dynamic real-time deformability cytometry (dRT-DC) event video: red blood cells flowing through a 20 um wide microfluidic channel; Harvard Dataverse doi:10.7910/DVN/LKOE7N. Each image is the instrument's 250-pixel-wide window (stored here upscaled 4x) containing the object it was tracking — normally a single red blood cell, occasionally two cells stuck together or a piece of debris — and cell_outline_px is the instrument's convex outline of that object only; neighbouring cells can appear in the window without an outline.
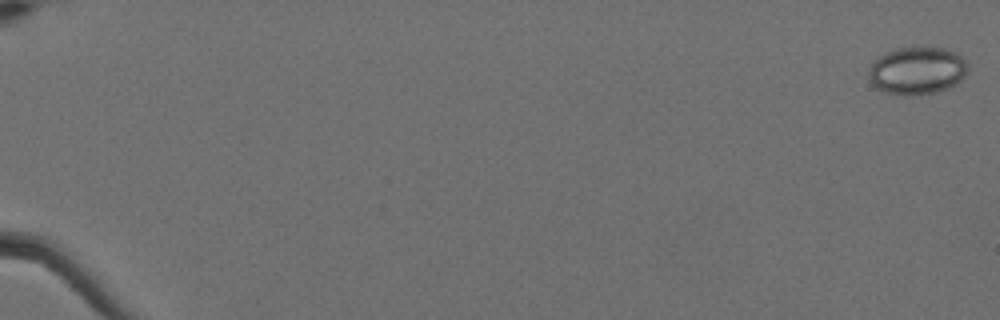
{"species": "Egyptian fruit bat (a non-hibernating species)", "species_latin": "Rousettus aegyptiacus", "temperature_condition": "cold", "stored_images_in_passage": 60, "camera_frame_rate_fps": 3000, "um_per_image_px": 0.085, "animal": {"sex": "female"}, "frame": {"image": 1, "passage_image": 1, "time_ms": 0.0, "image_size_px": [1000, 320], "cell_outline_px": [[968, 72], [956, 84], [948, 88], [936, 92], [912, 96], [904, 96], [884, 92], [876, 88], [868, 80], [868, 72], [872, 60], [896, 48], [944, 48], [956, 52], [968, 64]], "centroid_in_image_um": [77.93, 6.03], "position_along_channel_um": 7.1, "area_um2": 27.74}}
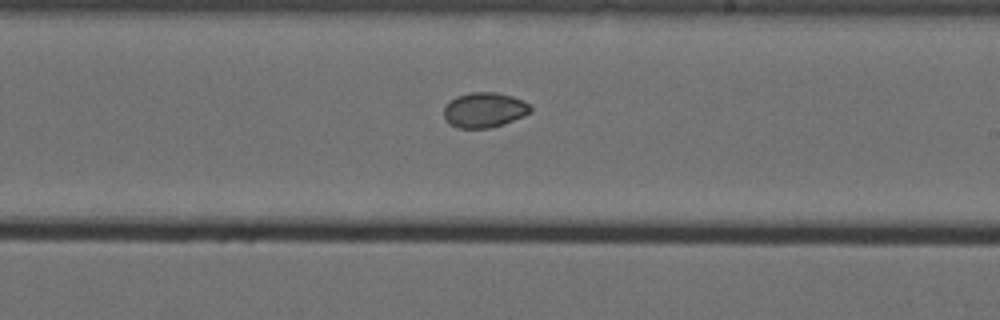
{"frame": {"image": 2, "passage_image": 38, "time_ms": 12.333, "image_size_px": [1000, 320], "cell_outline_px": [[532, 112], [524, 116], [504, 124], [488, 128], [460, 128], [448, 124], [444, 116], [444, 108], [456, 96], [472, 92], [496, 92], [512, 96], [528, 104], [532, 108]], "centroid_in_image_um": [41.18, 9.35], "position_along_channel_um": 247.8, "area_um2": 17.63}}
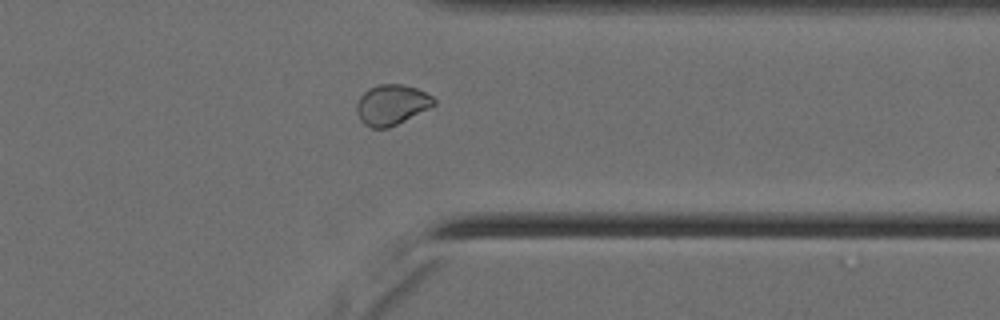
{"frame": {"image": 3, "passage_image": 49, "time_ms": 16.0, "image_size_px": [1000, 320], "cell_outline_px": [[436, 104], [388, 128], [372, 128], [364, 124], [360, 120], [356, 112], [356, 104], [360, 96], [368, 88], [376, 84], [404, 84], [416, 88], [432, 96], [436, 100]], "centroid_in_image_um": [33.25, 8.89], "position_along_channel_um": 378.1, "area_um2": 18.09}, "authors_computed_cell_mechanics": {"area_um2": 18.8139, "velocity_mm_per_s": 3.5742, "shape_relaxation_time_tau1_ms": 6.4458, "shape_relaxation_time_tau2_ms": 1.563, "deformation_change_tau1": 0.0499, "deformation_change_tau2": 0.0215}}